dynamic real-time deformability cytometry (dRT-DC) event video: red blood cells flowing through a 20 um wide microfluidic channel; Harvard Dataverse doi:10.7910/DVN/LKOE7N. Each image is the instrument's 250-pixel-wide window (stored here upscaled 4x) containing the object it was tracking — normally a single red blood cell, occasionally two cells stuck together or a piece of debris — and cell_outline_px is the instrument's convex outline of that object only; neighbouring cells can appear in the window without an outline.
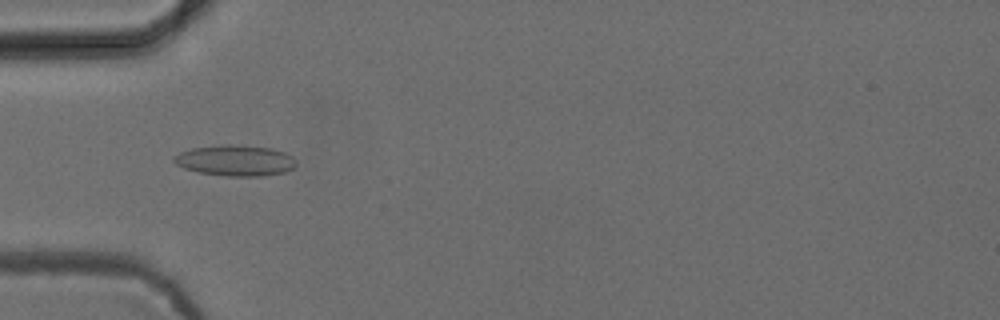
{"species": "common noctule bat (a hibernating species)", "species_latin": "Nyctalus noctula", "temperature_condition": "cold", "stored_images_in_passage": 38, "camera_frame_rate_fps": 3000, "um_per_image_px": 0.085, "animal": {"sex": "female", "body_mass_g": 24.6, "forearm_length_mm": 56.2}, "frame": {"image": 1, "passage_image": 10, "time_ms": 3.0, "image_size_px": [1000, 320], "cell_outline_px": [[296, 164], [292, 168], [284, 172], [260, 176], [228, 176], [200, 172], [184, 168], [176, 164], [172, 160], [172, 156], [180, 152], [192, 148], [220, 144], [232, 144], [272, 148], [284, 152], [292, 156], [296, 160]], "centroid_in_image_um": [19.98, 13.63], "position_along_channel_um": 65.0, "area_um2": 22.02}}
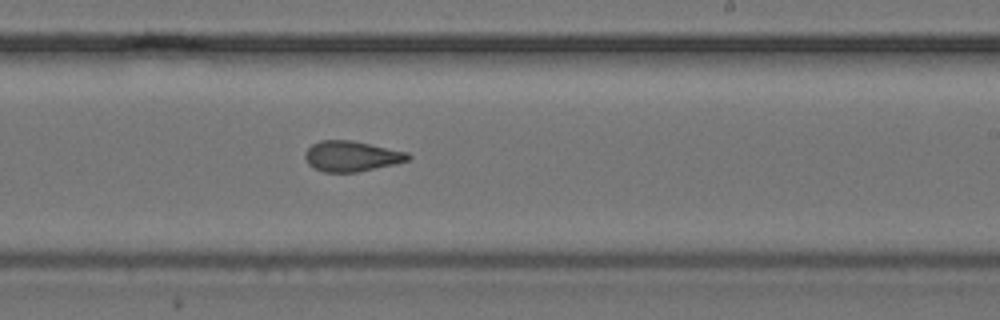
{"frame": {"image": 2, "passage_image": 25, "time_ms": 8.0, "image_size_px": [1000, 320], "cell_outline_px": [[412, 156], [408, 160], [396, 164], [356, 172], [324, 172], [312, 168], [308, 164], [304, 156], [304, 152], [312, 144], [320, 140], [352, 140], [408, 152]], "centroid_in_image_um": [29.86, 13.27], "position_along_channel_um": 259.1, "area_um2": 18.44}}
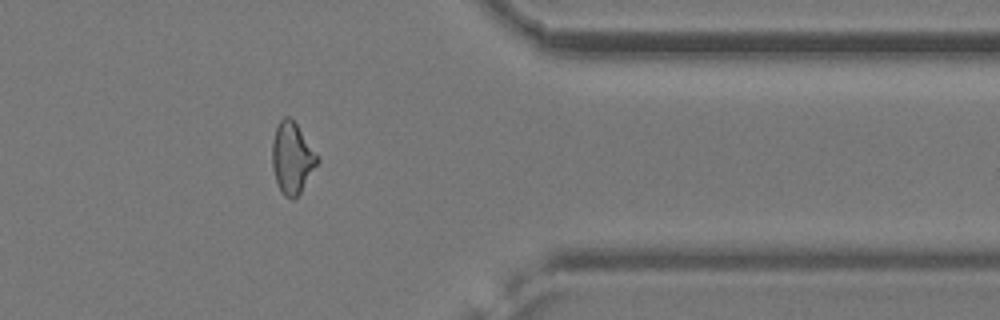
{"frame": {"image": 3, "passage_image": 36, "time_ms": 11.667, "image_size_px": [1000, 320], "cell_outline_px": [[320, 160], [300, 192], [292, 200], [284, 196], [280, 192], [272, 168], [272, 140], [276, 128], [280, 120], [284, 116], [288, 116], [296, 124]], "centroid_in_image_um": [24.8, 13.45], "position_along_channel_um": 386.6, "area_um2": 18.44}, "authors_computed_cell_mechanics": {"area_um2": 18.9584, "velocity_mm_per_s": 3.8875, "shape_relaxation_time_tau1_ms": null, "shape_relaxation_time_tau2_ms": 2.0257, "deformation_change_tau1": null, "deformation_change_tau2": 0.0961}}